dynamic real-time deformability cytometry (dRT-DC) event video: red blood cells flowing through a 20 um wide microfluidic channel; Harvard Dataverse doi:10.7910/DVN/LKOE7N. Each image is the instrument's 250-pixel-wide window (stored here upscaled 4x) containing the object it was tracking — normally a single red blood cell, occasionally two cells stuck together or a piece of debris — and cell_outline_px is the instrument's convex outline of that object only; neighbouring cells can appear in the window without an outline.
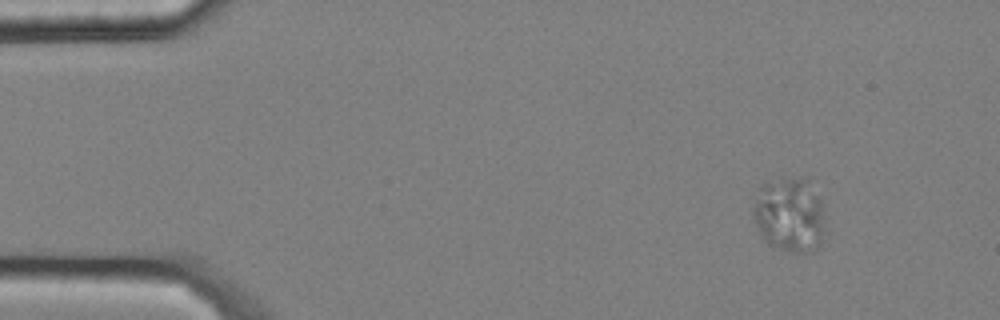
{"species": "common noctule bat (a hibernating species)", "species_latin": "Nyctalus noctula", "temperature_condition": "cold", "stored_images_in_passage": 48, "camera_frame_rate_fps": 3000, "um_per_image_px": 0.085, "animal": {"sex": "male", "body_mass_g": 20.4}, "frame": {"image": 1, "passage_image": 1, "time_ms": 0.0, "image_size_px": [1000, 320], "cell_outline_px": [[820, 244], [812, 252], [792, 252], [772, 248], [764, 240], [752, 220], [752, 208], [760, 188], [764, 184], [784, 180], [808, 180], [820, 200]], "centroid_in_image_um": [67.02, 18.33], "position_along_channel_um": 18.0, "area_um2": 30.11}}
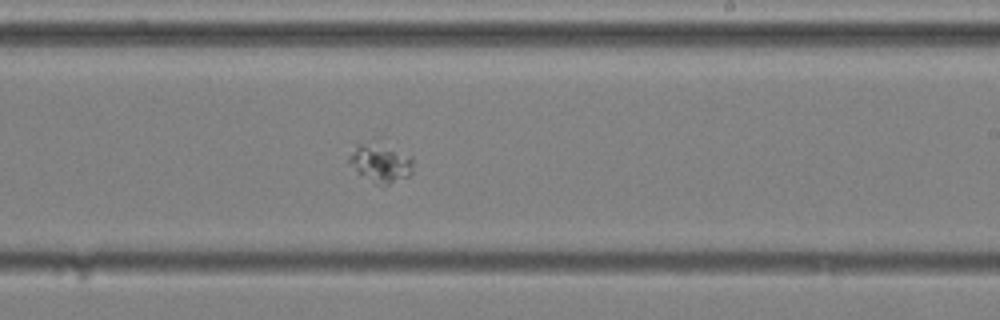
{"frame": {"image": 2, "passage_image": 28, "time_ms": 9.0, "image_size_px": [1000, 320], "cell_outline_px": [[412, 172], [408, 176], [388, 184], [384, 184], [372, 180], [360, 172], [348, 160], [348, 156], [356, 144], [372, 136], [412, 156]], "centroid_in_image_um": [32.35, 13.69], "position_along_channel_um": 256.6, "area_um2": 14.74}}
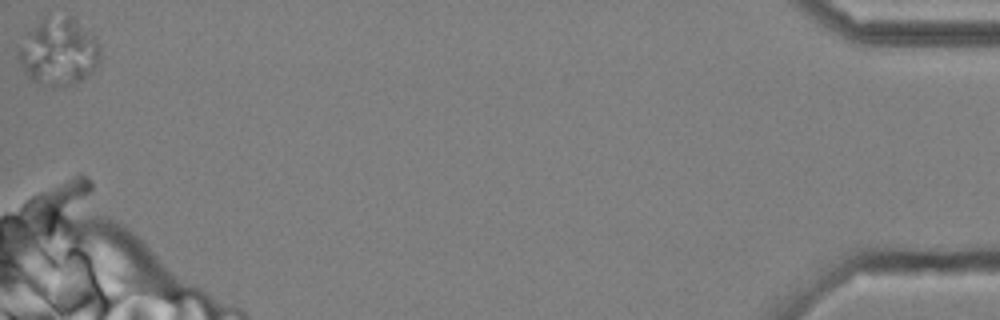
{"frame": {"image": 3, "passage_image": 48, "time_ms": 15.667, "image_size_px": [1000, 320], "cell_outline_px": [[100, 64], [92, 72], [80, 80], [72, 84], [52, 88], [40, 84], [32, 80], [24, 72], [16, 56], [28, 32], [44, 16], [68, 16], [96, 40], [100, 44]], "centroid_in_image_um": [4.97, 4.45], "position_along_channel_um": 430.2, "area_um2": 31.73}}